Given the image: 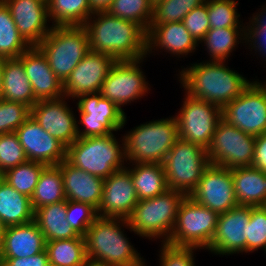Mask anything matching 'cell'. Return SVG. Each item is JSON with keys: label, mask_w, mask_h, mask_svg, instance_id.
Masks as SVG:
<instances>
[{"label": "cell", "mask_w": 266, "mask_h": 266, "mask_svg": "<svg viewBox=\"0 0 266 266\" xmlns=\"http://www.w3.org/2000/svg\"><path fill=\"white\" fill-rule=\"evenodd\" d=\"M83 27L92 52L111 55L117 61L147 57V32L135 22L97 11Z\"/></svg>", "instance_id": "6da1fadb"}, {"label": "cell", "mask_w": 266, "mask_h": 266, "mask_svg": "<svg viewBox=\"0 0 266 266\" xmlns=\"http://www.w3.org/2000/svg\"><path fill=\"white\" fill-rule=\"evenodd\" d=\"M226 63L204 60L187 65L177 74L180 86L188 96L213 103L222 109L252 82L230 69Z\"/></svg>", "instance_id": "7a4b0ae2"}, {"label": "cell", "mask_w": 266, "mask_h": 266, "mask_svg": "<svg viewBox=\"0 0 266 266\" xmlns=\"http://www.w3.org/2000/svg\"><path fill=\"white\" fill-rule=\"evenodd\" d=\"M124 227L133 232L126 219L98 217L93 222L83 236L90 266H147Z\"/></svg>", "instance_id": "3957f363"}, {"label": "cell", "mask_w": 266, "mask_h": 266, "mask_svg": "<svg viewBox=\"0 0 266 266\" xmlns=\"http://www.w3.org/2000/svg\"><path fill=\"white\" fill-rule=\"evenodd\" d=\"M114 133L105 136L78 137L66 151V160L74 167L103 179L126 167L124 139ZM125 161V162H124Z\"/></svg>", "instance_id": "277c9868"}, {"label": "cell", "mask_w": 266, "mask_h": 266, "mask_svg": "<svg viewBox=\"0 0 266 266\" xmlns=\"http://www.w3.org/2000/svg\"><path fill=\"white\" fill-rule=\"evenodd\" d=\"M128 163H160L178 139L175 116L142 123L123 136Z\"/></svg>", "instance_id": "5b68a950"}, {"label": "cell", "mask_w": 266, "mask_h": 266, "mask_svg": "<svg viewBox=\"0 0 266 266\" xmlns=\"http://www.w3.org/2000/svg\"><path fill=\"white\" fill-rule=\"evenodd\" d=\"M186 195L168 189L153 198L139 200L127 219L134 234L166 243L174 229L179 206Z\"/></svg>", "instance_id": "8992f818"}, {"label": "cell", "mask_w": 266, "mask_h": 266, "mask_svg": "<svg viewBox=\"0 0 266 266\" xmlns=\"http://www.w3.org/2000/svg\"><path fill=\"white\" fill-rule=\"evenodd\" d=\"M37 47L61 83L90 51L89 37L83 26H52Z\"/></svg>", "instance_id": "52a82bcc"}, {"label": "cell", "mask_w": 266, "mask_h": 266, "mask_svg": "<svg viewBox=\"0 0 266 266\" xmlns=\"http://www.w3.org/2000/svg\"><path fill=\"white\" fill-rule=\"evenodd\" d=\"M210 165L207 150L196 143L178 138L162 162L169 189L186 196L196 189L205 169Z\"/></svg>", "instance_id": "ba28073f"}, {"label": "cell", "mask_w": 266, "mask_h": 266, "mask_svg": "<svg viewBox=\"0 0 266 266\" xmlns=\"http://www.w3.org/2000/svg\"><path fill=\"white\" fill-rule=\"evenodd\" d=\"M218 217V213L186 196L179 206L174 229L166 243L207 251L213 240Z\"/></svg>", "instance_id": "9c48e42d"}, {"label": "cell", "mask_w": 266, "mask_h": 266, "mask_svg": "<svg viewBox=\"0 0 266 266\" xmlns=\"http://www.w3.org/2000/svg\"><path fill=\"white\" fill-rule=\"evenodd\" d=\"M255 138L221 119L207 148L210 163L227 169L252 166Z\"/></svg>", "instance_id": "30bf717a"}, {"label": "cell", "mask_w": 266, "mask_h": 266, "mask_svg": "<svg viewBox=\"0 0 266 266\" xmlns=\"http://www.w3.org/2000/svg\"><path fill=\"white\" fill-rule=\"evenodd\" d=\"M82 129L77 125L78 137L105 136L120 131L127 121L126 113L99 92L78 96L76 99ZM81 129V130H80Z\"/></svg>", "instance_id": "8fae6325"}, {"label": "cell", "mask_w": 266, "mask_h": 266, "mask_svg": "<svg viewBox=\"0 0 266 266\" xmlns=\"http://www.w3.org/2000/svg\"><path fill=\"white\" fill-rule=\"evenodd\" d=\"M222 119L244 133H266V88L254 79L234 100L221 109Z\"/></svg>", "instance_id": "7c38bea8"}, {"label": "cell", "mask_w": 266, "mask_h": 266, "mask_svg": "<svg viewBox=\"0 0 266 266\" xmlns=\"http://www.w3.org/2000/svg\"><path fill=\"white\" fill-rule=\"evenodd\" d=\"M183 100L178 114L174 115L177 120L178 138L199 144L207 150L217 123L222 119L221 108L190 97L186 93Z\"/></svg>", "instance_id": "4fadbf2b"}, {"label": "cell", "mask_w": 266, "mask_h": 266, "mask_svg": "<svg viewBox=\"0 0 266 266\" xmlns=\"http://www.w3.org/2000/svg\"><path fill=\"white\" fill-rule=\"evenodd\" d=\"M144 60L116 61L101 86V96L124 111L122 107L150 93L151 87L141 66Z\"/></svg>", "instance_id": "5bb4252c"}, {"label": "cell", "mask_w": 266, "mask_h": 266, "mask_svg": "<svg viewBox=\"0 0 266 266\" xmlns=\"http://www.w3.org/2000/svg\"><path fill=\"white\" fill-rule=\"evenodd\" d=\"M190 197L219 215L238 206L232 169L210 163Z\"/></svg>", "instance_id": "9a60e30c"}, {"label": "cell", "mask_w": 266, "mask_h": 266, "mask_svg": "<svg viewBox=\"0 0 266 266\" xmlns=\"http://www.w3.org/2000/svg\"><path fill=\"white\" fill-rule=\"evenodd\" d=\"M67 99L39 100L31 108V117L66 148L78 138L77 117Z\"/></svg>", "instance_id": "2e32d148"}, {"label": "cell", "mask_w": 266, "mask_h": 266, "mask_svg": "<svg viewBox=\"0 0 266 266\" xmlns=\"http://www.w3.org/2000/svg\"><path fill=\"white\" fill-rule=\"evenodd\" d=\"M250 218L251 206L238 205L220 214L208 251L220 256L246 253Z\"/></svg>", "instance_id": "e0dca14e"}, {"label": "cell", "mask_w": 266, "mask_h": 266, "mask_svg": "<svg viewBox=\"0 0 266 266\" xmlns=\"http://www.w3.org/2000/svg\"><path fill=\"white\" fill-rule=\"evenodd\" d=\"M116 59L105 53L89 51L63 83V93L69 100L100 91Z\"/></svg>", "instance_id": "ac0fdd59"}, {"label": "cell", "mask_w": 266, "mask_h": 266, "mask_svg": "<svg viewBox=\"0 0 266 266\" xmlns=\"http://www.w3.org/2000/svg\"><path fill=\"white\" fill-rule=\"evenodd\" d=\"M138 201L130 170L125 167L104 179L102 199L97 214L99 217L127 220Z\"/></svg>", "instance_id": "d6986e66"}, {"label": "cell", "mask_w": 266, "mask_h": 266, "mask_svg": "<svg viewBox=\"0 0 266 266\" xmlns=\"http://www.w3.org/2000/svg\"><path fill=\"white\" fill-rule=\"evenodd\" d=\"M2 1L9 9L23 39L30 46H38L52 28V25H49L51 22L48 16L47 0Z\"/></svg>", "instance_id": "ffe728a7"}, {"label": "cell", "mask_w": 266, "mask_h": 266, "mask_svg": "<svg viewBox=\"0 0 266 266\" xmlns=\"http://www.w3.org/2000/svg\"><path fill=\"white\" fill-rule=\"evenodd\" d=\"M28 161L59 165L66 160L67 148L46 132L31 116L15 131Z\"/></svg>", "instance_id": "44dd1931"}, {"label": "cell", "mask_w": 266, "mask_h": 266, "mask_svg": "<svg viewBox=\"0 0 266 266\" xmlns=\"http://www.w3.org/2000/svg\"><path fill=\"white\" fill-rule=\"evenodd\" d=\"M18 58L23 63L38 101L58 99L64 96L63 83L51 70L47 58L37 46H31Z\"/></svg>", "instance_id": "7402d4cb"}, {"label": "cell", "mask_w": 266, "mask_h": 266, "mask_svg": "<svg viewBox=\"0 0 266 266\" xmlns=\"http://www.w3.org/2000/svg\"><path fill=\"white\" fill-rule=\"evenodd\" d=\"M199 43L194 40L182 22H169L150 25L147 32V55L159 51L167 52L177 58L194 53ZM155 50V51H152ZM162 50V51H161Z\"/></svg>", "instance_id": "603a6c76"}, {"label": "cell", "mask_w": 266, "mask_h": 266, "mask_svg": "<svg viewBox=\"0 0 266 266\" xmlns=\"http://www.w3.org/2000/svg\"><path fill=\"white\" fill-rule=\"evenodd\" d=\"M66 200L88 203L98 209L103 193L104 179L74 167L67 160L59 165Z\"/></svg>", "instance_id": "cb8c5ba5"}, {"label": "cell", "mask_w": 266, "mask_h": 266, "mask_svg": "<svg viewBox=\"0 0 266 266\" xmlns=\"http://www.w3.org/2000/svg\"><path fill=\"white\" fill-rule=\"evenodd\" d=\"M46 240L37 223L8 226L0 244V258H22L45 251Z\"/></svg>", "instance_id": "d4e9b609"}, {"label": "cell", "mask_w": 266, "mask_h": 266, "mask_svg": "<svg viewBox=\"0 0 266 266\" xmlns=\"http://www.w3.org/2000/svg\"><path fill=\"white\" fill-rule=\"evenodd\" d=\"M234 192L238 205H266V172L253 166L232 169Z\"/></svg>", "instance_id": "484cf974"}, {"label": "cell", "mask_w": 266, "mask_h": 266, "mask_svg": "<svg viewBox=\"0 0 266 266\" xmlns=\"http://www.w3.org/2000/svg\"><path fill=\"white\" fill-rule=\"evenodd\" d=\"M2 99L31 108L38 101L19 58L3 59Z\"/></svg>", "instance_id": "4316f807"}, {"label": "cell", "mask_w": 266, "mask_h": 266, "mask_svg": "<svg viewBox=\"0 0 266 266\" xmlns=\"http://www.w3.org/2000/svg\"><path fill=\"white\" fill-rule=\"evenodd\" d=\"M67 200L38 208L34 212V221L45 240H65L71 238H84L80 236L68 223L66 218Z\"/></svg>", "instance_id": "83f0119b"}, {"label": "cell", "mask_w": 266, "mask_h": 266, "mask_svg": "<svg viewBox=\"0 0 266 266\" xmlns=\"http://www.w3.org/2000/svg\"><path fill=\"white\" fill-rule=\"evenodd\" d=\"M34 212L30 198L0 176V219L3 224L8 227L32 222Z\"/></svg>", "instance_id": "f1b7e54d"}, {"label": "cell", "mask_w": 266, "mask_h": 266, "mask_svg": "<svg viewBox=\"0 0 266 266\" xmlns=\"http://www.w3.org/2000/svg\"><path fill=\"white\" fill-rule=\"evenodd\" d=\"M130 166H128V165ZM138 200L153 198L167 191V179L160 163H127Z\"/></svg>", "instance_id": "f546056e"}, {"label": "cell", "mask_w": 266, "mask_h": 266, "mask_svg": "<svg viewBox=\"0 0 266 266\" xmlns=\"http://www.w3.org/2000/svg\"><path fill=\"white\" fill-rule=\"evenodd\" d=\"M201 43L210 56L206 61L228 62L239 43H245V28L210 29Z\"/></svg>", "instance_id": "4dcf8cb0"}, {"label": "cell", "mask_w": 266, "mask_h": 266, "mask_svg": "<svg viewBox=\"0 0 266 266\" xmlns=\"http://www.w3.org/2000/svg\"><path fill=\"white\" fill-rule=\"evenodd\" d=\"M52 26H84L94 13L89 0H47Z\"/></svg>", "instance_id": "1f68e13d"}, {"label": "cell", "mask_w": 266, "mask_h": 266, "mask_svg": "<svg viewBox=\"0 0 266 266\" xmlns=\"http://www.w3.org/2000/svg\"><path fill=\"white\" fill-rule=\"evenodd\" d=\"M30 200L34 211L66 200L62 173L58 165H47L43 169Z\"/></svg>", "instance_id": "d6a6232c"}, {"label": "cell", "mask_w": 266, "mask_h": 266, "mask_svg": "<svg viewBox=\"0 0 266 266\" xmlns=\"http://www.w3.org/2000/svg\"><path fill=\"white\" fill-rule=\"evenodd\" d=\"M50 266H90L84 238L46 242Z\"/></svg>", "instance_id": "836d02e7"}, {"label": "cell", "mask_w": 266, "mask_h": 266, "mask_svg": "<svg viewBox=\"0 0 266 266\" xmlns=\"http://www.w3.org/2000/svg\"><path fill=\"white\" fill-rule=\"evenodd\" d=\"M30 47L16 28L6 4L0 0V59L18 58Z\"/></svg>", "instance_id": "e575fe53"}, {"label": "cell", "mask_w": 266, "mask_h": 266, "mask_svg": "<svg viewBox=\"0 0 266 266\" xmlns=\"http://www.w3.org/2000/svg\"><path fill=\"white\" fill-rule=\"evenodd\" d=\"M46 166L44 163L26 161L7 170L1 177L19 193L31 198L40 174Z\"/></svg>", "instance_id": "d590c367"}, {"label": "cell", "mask_w": 266, "mask_h": 266, "mask_svg": "<svg viewBox=\"0 0 266 266\" xmlns=\"http://www.w3.org/2000/svg\"><path fill=\"white\" fill-rule=\"evenodd\" d=\"M110 15L139 24L146 32L153 17L149 0H113L106 10Z\"/></svg>", "instance_id": "8d00e7d4"}, {"label": "cell", "mask_w": 266, "mask_h": 266, "mask_svg": "<svg viewBox=\"0 0 266 266\" xmlns=\"http://www.w3.org/2000/svg\"><path fill=\"white\" fill-rule=\"evenodd\" d=\"M238 4L235 0H207L210 29L245 28L239 20Z\"/></svg>", "instance_id": "74e56055"}, {"label": "cell", "mask_w": 266, "mask_h": 266, "mask_svg": "<svg viewBox=\"0 0 266 266\" xmlns=\"http://www.w3.org/2000/svg\"><path fill=\"white\" fill-rule=\"evenodd\" d=\"M205 2L206 0H163L153 7V17L150 25L182 22L189 12Z\"/></svg>", "instance_id": "f35d334b"}, {"label": "cell", "mask_w": 266, "mask_h": 266, "mask_svg": "<svg viewBox=\"0 0 266 266\" xmlns=\"http://www.w3.org/2000/svg\"><path fill=\"white\" fill-rule=\"evenodd\" d=\"M28 161L15 132L0 135V176L7 170Z\"/></svg>", "instance_id": "ab89813d"}, {"label": "cell", "mask_w": 266, "mask_h": 266, "mask_svg": "<svg viewBox=\"0 0 266 266\" xmlns=\"http://www.w3.org/2000/svg\"><path fill=\"white\" fill-rule=\"evenodd\" d=\"M31 116V107L19 102L0 100V135L12 133Z\"/></svg>", "instance_id": "60d3db41"}, {"label": "cell", "mask_w": 266, "mask_h": 266, "mask_svg": "<svg viewBox=\"0 0 266 266\" xmlns=\"http://www.w3.org/2000/svg\"><path fill=\"white\" fill-rule=\"evenodd\" d=\"M258 249L266 250V208L251 207V218L248 223L246 253Z\"/></svg>", "instance_id": "b9f144b4"}, {"label": "cell", "mask_w": 266, "mask_h": 266, "mask_svg": "<svg viewBox=\"0 0 266 266\" xmlns=\"http://www.w3.org/2000/svg\"><path fill=\"white\" fill-rule=\"evenodd\" d=\"M66 212L68 223L80 236H84L99 217L97 209L92 205L71 200H67Z\"/></svg>", "instance_id": "7bdbcfd3"}, {"label": "cell", "mask_w": 266, "mask_h": 266, "mask_svg": "<svg viewBox=\"0 0 266 266\" xmlns=\"http://www.w3.org/2000/svg\"><path fill=\"white\" fill-rule=\"evenodd\" d=\"M198 248L179 247L161 243L159 251L160 266H196L194 253Z\"/></svg>", "instance_id": "ee69618b"}, {"label": "cell", "mask_w": 266, "mask_h": 266, "mask_svg": "<svg viewBox=\"0 0 266 266\" xmlns=\"http://www.w3.org/2000/svg\"><path fill=\"white\" fill-rule=\"evenodd\" d=\"M182 23L198 43L210 30L208 19L207 0L202 5L195 7L182 20Z\"/></svg>", "instance_id": "f6af8a7d"}, {"label": "cell", "mask_w": 266, "mask_h": 266, "mask_svg": "<svg viewBox=\"0 0 266 266\" xmlns=\"http://www.w3.org/2000/svg\"><path fill=\"white\" fill-rule=\"evenodd\" d=\"M245 44L249 45L250 51L254 50L255 54L261 55L266 59V31L260 28L250 17L249 22H245ZM266 62V60L263 59Z\"/></svg>", "instance_id": "bcb514c9"}, {"label": "cell", "mask_w": 266, "mask_h": 266, "mask_svg": "<svg viewBox=\"0 0 266 266\" xmlns=\"http://www.w3.org/2000/svg\"><path fill=\"white\" fill-rule=\"evenodd\" d=\"M1 266H50L47 251L22 258H0Z\"/></svg>", "instance_id": "7dc6e473"}, {"label": "cell", "mask_w": 266, "mask_h": 266, "mask_svg": "<svg viewBox=\"0 0 266 266\" xmlns=\"http://www.w3.org/2000/svg\"><path fill=\"white\" fill-rule=\"evenodd\" d=\"M252 166L266 172V133L258 135L255 138V151Z\"/></svg>", "instance_id": "c3c4849f"}, {"label": "cell", "mask_w": 266, "mask_h": 266, "mask_svg": "<svg viewBox=\"0 0 266 266\" xmlns=\"http://www.w3.org/2000/svg\"><path fill=\"white\" fill-rule=\"evenodd\" d=\"M261 9V10H260ZM258 12L252 15V20L264 31H266V5H263Z\"/></svg>", "instance_id": "681fc988"}, {"label": "cell", "mask_w": 266, "mask_h": 266, "mask_svg": "<svg viewBox=\"0 0 266 266\" xmlns=\"http://www.w3.org/2000/svg\"><path fill=\"white\" fill-rule=\"evenodd\" d=\"M113 0H89L90 6L94 12L106 11Z\"/></svg>", "instance_id": "f907efd6"}, {"label": "cell", "mask_w": 266, "mask_h": 266, "mask_svg": "<svg viewBox=\"0 0 266 266\" xmlns=\"http://www.w3.org/2000/svg\"><path fill=\"white\" fill-rule=\"evenodd\" d=\"M3 59H0V100L2 99Z\"/></svg>", "instance_id": "816d5d0a"}, {"label": "cell", "mask_w": 266, "mask_h": 266, "mask_svg": "<svg viewBox=\"0 0 266 266\" xmlns=\"http://www.w3.org/2000/svg\"><path fill=\"white\" fill-rule=\"evenodd\" d=\"M6 226L3 224V222L0 219V244L2 242L4 232H5Z\"/></svg>", "instance_id": "f5cc1de1"}, {"label": "cell", "mask_w": 266, "mask_h": 266, "mask_svg": "<svg viewBox=\"0 0 266 266\" xmlns=\"http://www.w3.org/2000/svg\"><path fill=\"white\" fill-rule=\"evenodd\" d=\"M161 1H163V0H149V2L153 5V7H154L157 3L161 2Z\"/></svg>", "instance_id": "db71d44e"}, {"label": "cell", "mask_w": 266, "mask_h": 266, "mask_svg": "<svg viewBox=\"0 0 266 266\" xmlns=\"http://www.w3.org/2000/svg\"><path fill=\"white\" fill-rule=\"evenodd\" d=\"M262 84H263V86L266 88V81H264Z\"/></svg>", "instance_id": "11a10c76"}]
</instances>
